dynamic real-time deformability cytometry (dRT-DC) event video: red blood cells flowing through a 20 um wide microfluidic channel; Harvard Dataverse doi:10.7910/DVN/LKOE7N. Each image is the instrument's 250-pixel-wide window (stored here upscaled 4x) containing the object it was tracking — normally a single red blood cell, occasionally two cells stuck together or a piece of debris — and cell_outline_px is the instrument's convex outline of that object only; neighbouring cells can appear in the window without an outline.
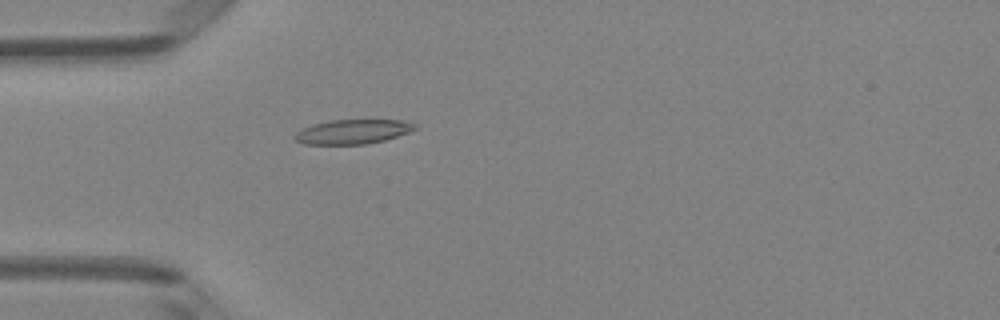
{"species": "Egyptian fruit bat (a non-hibernating species)", "species_latin": "Rousettus aegyptiacus", "temperature_condition": "room temperature", "stored_images_in_passage": 4, "camera_frame_rate_fps": 3000, "um_per_image_px": 0.085, "animal": {"sex": "female"}, "frame": {"image": 1, "passage_image": 4, "time_ms": 3.333, "image_size_px": [1000, 320], "cell_outline_px": [[416, 128], [408, 132], [384, 140], [368, 144], [304, 144], [296, 140], [292, 136], [296, 132], [312, 124], [332, 120], [404, 120], [416, 124]], "centroid_in_image_um": [29.96, 11.19], "position_along_channel_um": 55.0, "area_um2": 16.99}}